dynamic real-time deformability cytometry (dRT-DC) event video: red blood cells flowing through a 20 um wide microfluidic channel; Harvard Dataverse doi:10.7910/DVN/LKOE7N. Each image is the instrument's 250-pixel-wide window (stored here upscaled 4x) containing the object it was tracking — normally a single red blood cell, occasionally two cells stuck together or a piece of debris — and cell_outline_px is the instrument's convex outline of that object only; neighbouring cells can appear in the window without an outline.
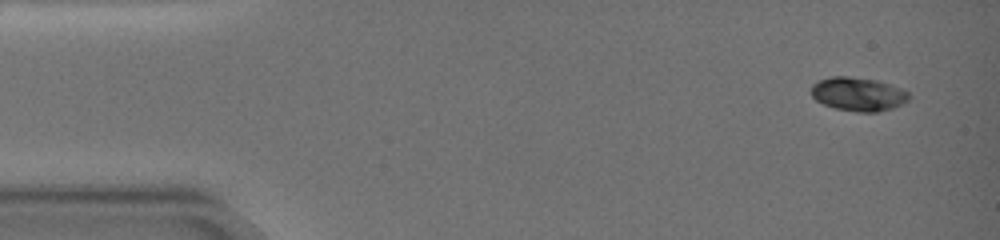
{"species": "common noctule bat (a hibernating species)", "species_latin": "Nyctalus noctula", "temperature_condition": "warm", "stored_images_in_passage": 19, "camera_frame_rate_fps": 3000, "um_per_image_px": 0.085, "animal": {"sex": "female", "body_mass_g": 19.0, "forearm_length_mm": 51.5}, "frame": {"image": 1, "passage_image": 1, "time_ms": 0.0, "image_size_px": [1000, 240], "cell_outline_px": [[908, 100], [892, 108], [876, 112], [856, 112], [836, 108], [824, 104], [816, 100], [812, 96], [812, 84], [820, 80], [832, 76], [848, 76], [876, 80], [904, 88], [908, 92]], "centroid_in_image_um": [72.95, 7.99], "position_along_channel_um": 12.0, "area_um2": 19.07}}
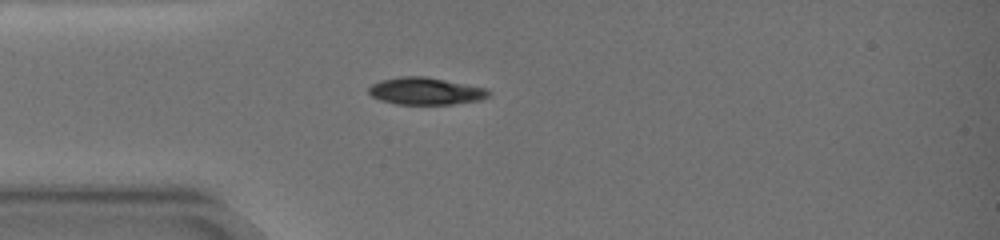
{"frame": {"image": 2, "passage_image": 7, "time_ms": 4.333, "image_size_px": [1000, 240], "cell_outline_px": [[492, 92], [484, 100], [452, 104], [396, 104], [380, 100], [372, 96], [368, 92], [368, 88], [372, 84], [380, 80], [400, 76], [424, 76], [488, 88]], "centroid_in_image_um": [36.21, 7.74], "position_along_channel_um": 48.8, "area_um2": 19.19}}
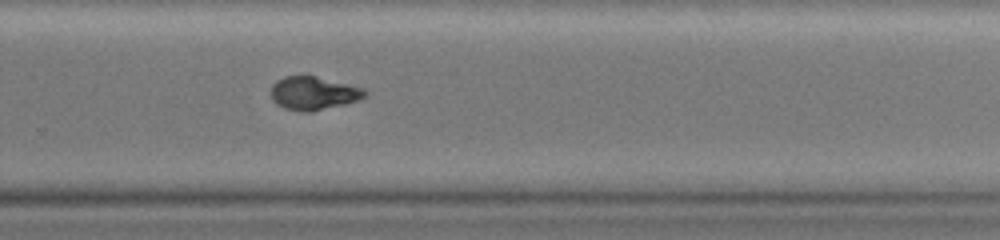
{"frame": {"image": 3, "passage_image": 19, "time_ms": 12.333, "image_size_px": [1000, 240], "cell_outline_px": [[368, 96], [344, 104], [312, 112], [300, 112], [284, 108], [276, 104], [272, 100], [272, 84], [276, 80], [284, 76], [304, 72], [364, 88], [368, 92]], "centroid_in_image_um": [26.63, 7.88], "position_along_channel_um": 303.2, "area_um2": 18.96}}